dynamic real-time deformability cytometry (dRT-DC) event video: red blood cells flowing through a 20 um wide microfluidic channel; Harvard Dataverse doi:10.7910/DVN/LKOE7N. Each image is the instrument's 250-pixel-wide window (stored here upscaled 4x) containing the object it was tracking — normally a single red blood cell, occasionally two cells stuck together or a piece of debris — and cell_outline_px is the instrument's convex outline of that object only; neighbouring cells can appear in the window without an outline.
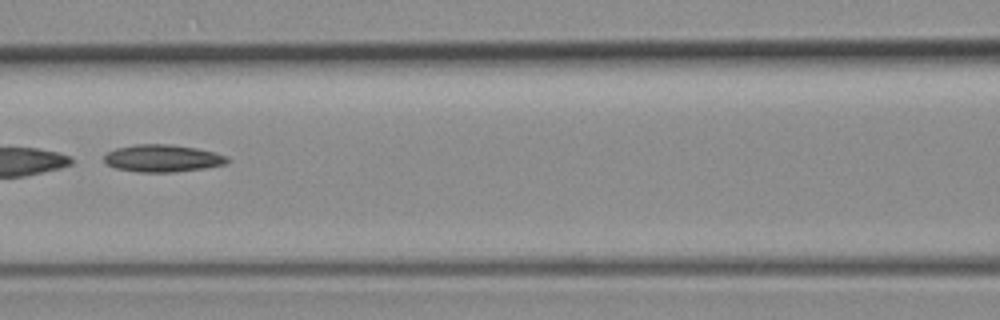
{"species": "common noctule bat (a hibernating species)", "species_latin": "Nyctalus noctula", "temperature_condition": "room temperature", "stored_images_in_passage": 24, "camera_frame_rate_fps": 3000, "um_per_image_px": 0.085, "animal": {"sex": "female", "body_mass_g": 19.3, "forearm_length_mm": 54.1}, "frame": {"image": 1, "passage_image": 22, "time_ms": 7.0, "image_size_px": [1000, 320], "cell_outline_px": [[232, 160], [228, 164], [204, 168], [172, 172], [136, 172], [116, 168], [104, 164], [104, 156], [108, 152], [116, 148], [136, 144], [172, 144], [196, 148], [216, 152], [228, 156]], "centroid_in_image_um": [13.85, 13.45], "position_along_channel_um": 152.7, "area_um2": 19.88}}